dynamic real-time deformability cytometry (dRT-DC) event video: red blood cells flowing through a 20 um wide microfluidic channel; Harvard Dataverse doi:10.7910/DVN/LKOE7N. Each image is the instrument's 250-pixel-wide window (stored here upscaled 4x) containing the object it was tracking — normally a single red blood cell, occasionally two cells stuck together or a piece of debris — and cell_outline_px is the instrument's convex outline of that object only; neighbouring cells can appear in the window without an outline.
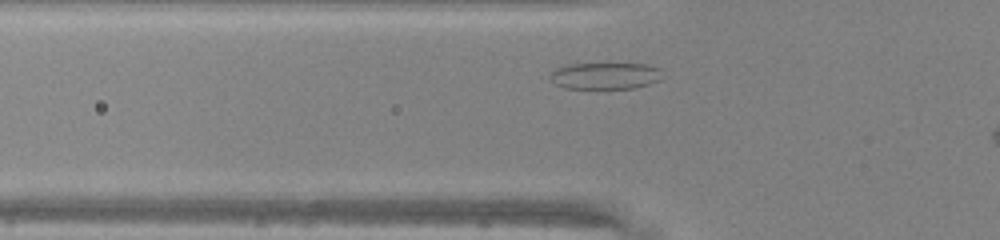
{"species": "common noctule bat (a hibernating species)", "species_latin": "Nyctalus noctula", "temperature_condition": "warm", "stored_images_in_passage": 28, "camera_frame_rate_fps": 3000, "um_per_image_px": 0.085, "animal": {"sex": "male", "body_mass_g": 20.0, "forearm_length_mm": 53.3}, "frame": {"image": 1, "passage_image": 5, "time_ms": 1.333, "image_size_px": [1000, 240], "cell_outline_px": [[660, 80], [648, 84], [632, 88], [564, 88], [556, 84], [552, 80], [552, 72], [556, 68], [568, 64], [644, 64], [660, 68]], "centroid_in_image_um": [51.44, 6.44], "position_along_channel_um": 74.4, "area_um2": 17.11}}
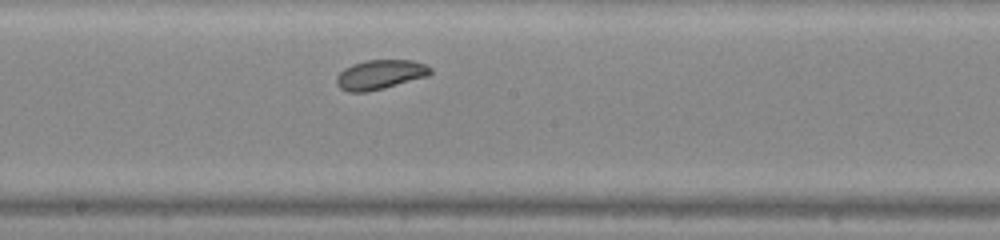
{"frame": {"image": 2, "passage_image": 15, "time_ms": 4.667, "image_size_px": [1000, 240], "cell_outline_px": [[432, 72], [428, 76], [384, 88], [364, 92], [348, 92], [340, 88], [336, 84], [336, 76], [344, 68], [352, 64], [364, 60], [412, 60], [424, 64], [432, 68]], "centroid_in_image_um": [32.29, 6.33], "position_along_channel_um": 215.9, "area_um2": 16.18}}
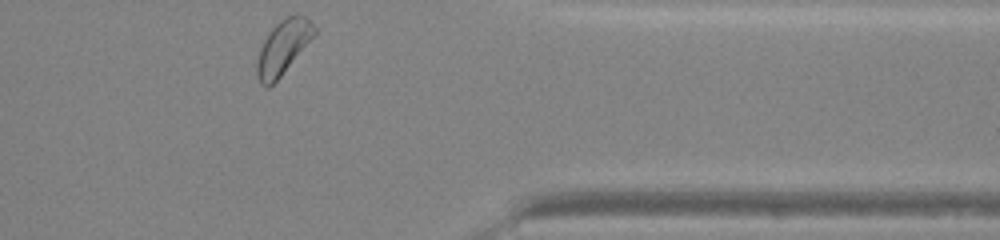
{"frame": {"image": 3, "passage_image": 28, "time_ms": 9.0, "image_size_px": [1000, 240], "cell_outline_px": [[316, 32], [280, 76], [268, 88], [264, 88], [260, 84], [256, 72], [256, 64], [260, 48], [268, 32], [284, 16], [296, 12], [308, 16], [316, 28]], "centroid_in_image_um": [24.04, 3.96], "position_along_channel_um": 387.4, "area_um2": 18.03}, "authors_computed_cell_mechanics": {"area_um2": 16.5886, "velocity_mm_per_s": 4.2413, "shape_relaxation_time_tau1_ms": 1.407, "shape_relaxation_time_tau2_ms": 8.7075, "deformation_change_tau1": 0.0443, "deformation_change_tau2": 0.1054}}